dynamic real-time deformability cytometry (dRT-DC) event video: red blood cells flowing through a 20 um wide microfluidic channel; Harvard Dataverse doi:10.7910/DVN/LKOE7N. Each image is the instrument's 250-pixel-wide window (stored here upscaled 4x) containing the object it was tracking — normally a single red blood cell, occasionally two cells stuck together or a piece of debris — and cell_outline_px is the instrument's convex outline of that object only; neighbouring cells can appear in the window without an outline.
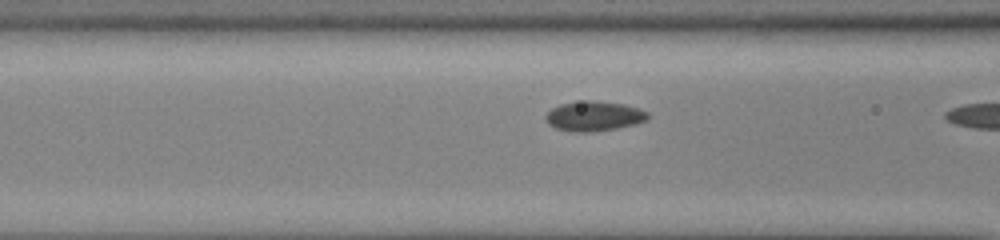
{"species": "common noctule bat (a hibernating species)", "species_latin": "Nyctalus noctula", "temperature_condition": "cold", "stored_images_in_passage": 11, "camera_frame_rate_fps": 3000, "um_per_image_px": 0.085, "animal": {"sex": "male", "body_mass_g": 13.0, "forearm_length_mm": 53.1}, "frame": {"image": 1, "passage_image": 10, "time_ms": 3.0, "image_size_px": [1000, 240], "cell_outline_px": [[648, 120], [636, 124], [616, 128], [588, 132], [576, 132], [556, 128], [548, 124], [544, 120], [544, 116], [552, 108], [560, 104], [588, 100], [596, 100], [624, 104], [648, 112]], "centroid_in_image_um": [50.47, 9.86], "position_along_channel_um": 116.1, "area_um2": 17.74}}